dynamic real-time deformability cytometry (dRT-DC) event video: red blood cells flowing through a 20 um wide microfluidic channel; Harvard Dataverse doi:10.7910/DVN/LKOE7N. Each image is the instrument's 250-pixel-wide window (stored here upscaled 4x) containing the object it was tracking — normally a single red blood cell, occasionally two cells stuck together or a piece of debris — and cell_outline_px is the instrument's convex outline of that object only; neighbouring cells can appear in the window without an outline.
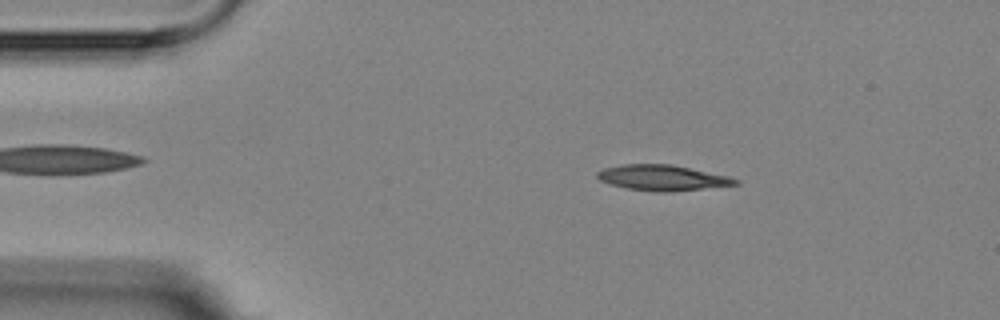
{"species": "Egyptian fruit bat (a non-hibernating species)", "species_latin": "Rousettus aegyptiacus", "temperature_condition": "room temperature", "stored_images_in_passage": 5, "camera_frame_rate_fps": 3000, "um_per_image_px": 0.085, "animal": {"sex": "female"}, "frame": {"image": 1, "passage_image": 2, "time_ms": 1.333, "image_size_px": [1000, 320], "cell_outline_px": [[740, 184], [672, 192], [656, 192], [628, 188], [612, 184], [600, 180], [596, 176], [596, 172], [604, 168], [620, 164], [672, 164], [728, 176], [740, 180]], "centroid_in_image_um": [56.32, 15.1], "position_along_channel_um": 28.7, "area_um2": 20.58}}
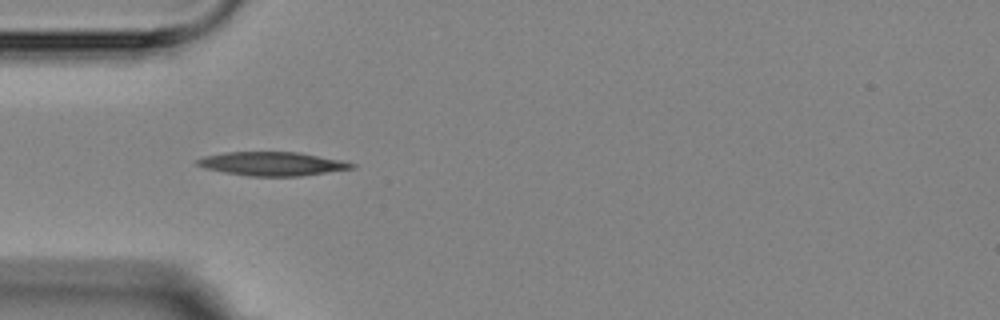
{"frame": {"image": 2, "passage_image": 4, "time_ms": 3.667, "image_size_px": [1000, 320], "cell_outline_px": [[356, 168], [300, 176], [248, 176], [224, 172], [204, 168], [196, 164], [196, 160], [204, 156], [224, 152], [300, 152], [340, 160], [356, 164]], "centroid_in_image_um": [23.13, 13.92], "position_along_channel_um": 61.9, "area_um2": 21.39}}
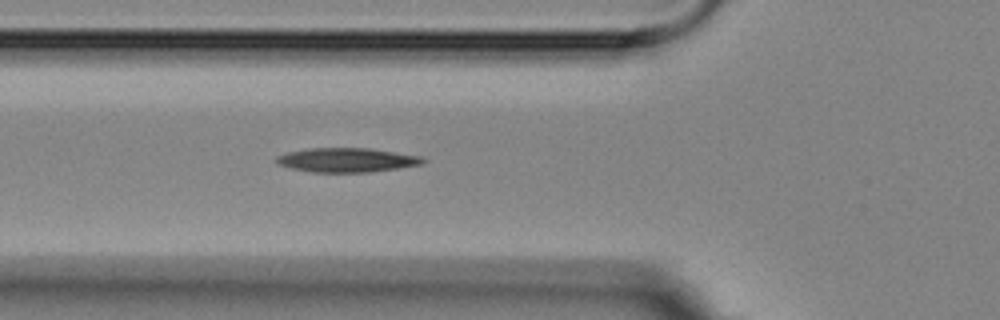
{"frame": {"image": 3, "passage_image": 5, "time_ms": 4.667, "image_size_px": [1000, 320], "cell_outline_px": [[428, 160], [424, 164], [400, 168], [368, 172], [312, 172], [292, 168], [276, 164], [276, 156], [288, 152], [308, 148], [372, 148], [420, 156]], "centroid_in_image_um": [29.51, 13.6], "position_along_channel_um": 96.3, "area_um2": 20.81}}